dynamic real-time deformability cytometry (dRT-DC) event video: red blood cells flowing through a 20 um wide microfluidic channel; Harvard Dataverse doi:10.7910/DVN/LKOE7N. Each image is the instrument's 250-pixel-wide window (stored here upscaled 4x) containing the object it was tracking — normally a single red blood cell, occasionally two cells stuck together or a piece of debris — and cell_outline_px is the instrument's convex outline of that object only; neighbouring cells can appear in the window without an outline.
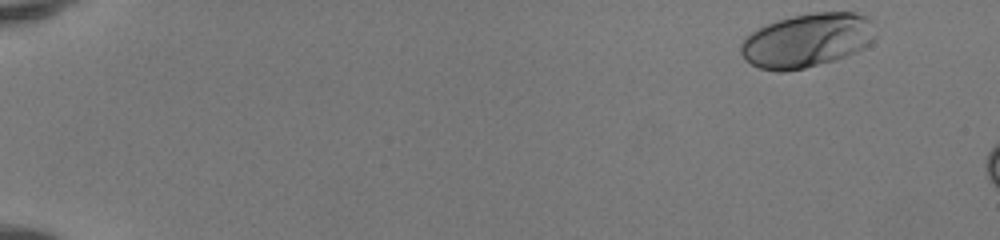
{"species": "human", "species_latin": "Homo sapiens", "temperature_condition": "room temperature", "stored_images_in_passage": 7, "camera_frame_rate_fps": 3000, "um_per_image_px": 0.085, "donor": {"sex": "female"}, "frame": {"image": 1, "passage_image": 1, "time_ms": 0.0, "image_size_px": [1000, 240], "cell_outline_px": [[876, 36], [864, 48], [844, 56], [832, 60], [804, 68], [784, 72], [776, 72], [760, 68], [744, 60], [740, 52], [740, 44], [744, 36], [776, 20], [792, 16], [812, 12], [852, 12], [868, 16], [872, 20]], "centroid_in_image_um": [68.58, 3.42], "position_along_channel_um": 16.4, "area_um2": 42.37}}